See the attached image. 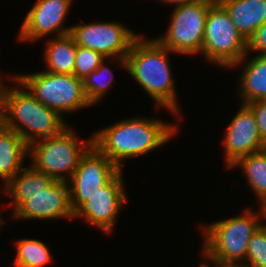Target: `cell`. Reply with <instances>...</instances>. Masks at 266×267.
Here are the masks:
<instances>
[{
    "instance_id": "6da1fadb",
    "label": "cell",
    "mask_w": 266,
    "mask_h": 267,
    "mask_svg": "<svg viewBox=\"0 0 266 267\" xmlns=\"http://www.w3.org/2000/svg\"><path fill=\"white\" fill-rule=\"evenodd\" d=\"M177 131L178 126L159 119L133 117L107 126L92 137L93 145L123 170L124 160L160 148L170 142Z\"/></svg>"
},
{
    "instance_id": "7a4b0ae2",
    "label": "cell",
    "mask_w": 266,
    "mask_h": 267,
    "mask_svg": "<svg viewBox=\"0 0 266 267\" xmlns=\"http://www.w3.org/2000/svg\"><path fill=\"white\" fill-rule=\"evenodd\" d=\"M168 52L171 53L156 38L145 40L139 35L126 56V70L154 100L156 108H166L177 117L181 110Z\"/></svg>"
},
{
    "instance_id": "3957f363",
    "label": "cell",
    "mask_w": 266,
    "mask_h": 267,
    "mask_svg": "<svg viewBox=\"0 0 266 267\" xmlns=\"http://www.w3.org/2000/svg\"><path fill=\"white\" fill-rule=\"evenodd\" d=\"M1 78L0 103L5 113L6 128L13 130L28 145L58 135L68 127L63 117L39 102L13 75L9 77L16 83L13 87L4 86Z\"/></svg>"
},
{
    "instance_id": "277c9868",
    "label": "cell",
    "mask_w": 266,
    "mask_h": 267,
    "mask_svg": "<svg viewBox=\"0 0 266 267\" xmlns=\"http://www.w3.org/2000/svg\"><path fill=\"white\" fill-rule=\"evenodd\" d=\"M259 207V212H251L249 207L240 216L202 226L205 242L201 254L206 262L215 267H241L245 264L249 241L261 226L265 213L262 206Z\"/></svg>"
},
{
    "instance_id": "5b68a950",
    "label": "cell",
    "mask_w": 266,
    "mask_h": 267,
    "mask_svg": "<svg viewBox=\"0 0 266 267\" xmlns=\"http://www.w3.org/2000/svg\"><path fill=\"white\" fill-rule=\"evenodd\" d=\"M60 134L37 140L29 145L32 166L54 180L68 181L81 157L93 145V137L82 141L72 127Z\"/></svg>"
},
{
    "instance_id": "8992f818",
    "label": "cell",
    "mask_w": 266,
    "mask_h": 267,
    "mask_svg": "<svg viewBox=\"0 0 266 267\" xmlns=\"http://www.w3.org/2000/svg\"><path fill=\"white\" fill-rule=\"evenodd\" d=\"M30 93L47 108L63 113L91 106L83 89V81L74 74H56L40 71L13 74Z\"/></svg>"
},
{
    "instance_id": "52a82bcc",
    "label": "cell",
    "mask_w": 266,
    "mask_h": 267,
    "mask_svg": "<svg viewBox=\"0 0 266 267\" xmlns=\"http://www.w3.org/2000/svg\"><path fill=\"white\" fill-rule=\"evenodd\" d=\"M247 41L240 34L226 9L215 0L206 18L201 54L209 62L231 68L246 54Z\"/></svg>"
},
{
    "instance_id": "ba28073f",
    "label": "cell",
    "mask_w": 266,
    "mask_h": 267,
    "mask_svg": "<svg viewBox=\"0 0 266 267\" xmlns=\"http://www.w3.org/2000/svg\"><path fill=\"white\" fill-rule=\"evenodd\" d=\"M214 1L201 0L175 6L167 31L156 39L172 53L201 54L206 18Z\"/></svg>"
},
{
    "instance_id": "9c48e42d",
    "label": "cell",
    "mask_w": 266,
    "mask_h": 267,
    "mask_svg": "<svg viewBox=\"0 0 266 267\" xmlns=\"http://www.w3.org/2000/svg\"><path fill=\"white\" fill-rule=\"evenodd\" d=\"M70 34L77 46H82L112 58L127 69L126 56L133 41L139 36L120 22H93L72 25Z\"/></svg>"
},
{
    "instance_id": "30bf717a",
    "label": "cell",
    "mask_w": 266,
    "mask_h": 267,
    "mask_svg": "<svg viewBox=\"0 0 266 267\" xmlns=\"http://www.w3.org/2000/svg\"><path fill=\"white\" fill-rule=\"evenodd\" d=\"M120 171L115 163L92 145L81 157L78 167L67 181L73 213Z\"/></svg>"
},
{
    "instance_id": "8fae6325",
    "label": "cell",
    "mask_w": 266,
    "mask_h": 267,
    "mask_svg": "<svg viewBox=\"0 0 266 267\" xmlns=\"http://www.w3.org/2000/svg\"><path fill=\"white\" fill-rule=\"evenodd\" d=\"M122 173L123 170L100 191L89 197L74 213V219L83 217L87 223L96 225L105 234H110L123 204L127 201Z\"/></svg>"
},
{
    "instance_id": "7c38bea8",
    "label": "cell",
    "mask_w": 266,
    "mask_h": 267,
    "mask_svg": "<svg viewBox=\"0 0 266 267\" xmlns=\"http://www.w3.org/2000/svg\"><path fill=\"white\" fill-rule=\"evenodd\" d=\"M72 3L73 0H37L26 14L18 40L35 42L51 33H56V37L69 34L71 26L64 28L62 24Z\"/></svg>"
},
{
    "instance_id": "4fadbf2b",
    "label": "cell",
    "mask_w": 266,
    "mask_h": 267,
    "mask_svg": "<svg viewBox=\"0 0 266 267\" xmlns=\"http://www.w3.org/2000/svg\"><path fill=\"white\" fill-rule=\"evenodd\" d=\"M225 129V165L229 168L238 158L266 148L259 135L255 115L244 104Z\"/></svg>"
},
{
    "instance_id": "5bb4252c",
    "label": "cell",
    "mask_w": 266,
    "mask_h": 267,
    "mask_svg": "<svg viewBox=\"0 0 266 267\" xmlns=\"http://www.w3.org/2000/svg\"><path fill=\"white\" fill-rule=\"evenodd\" d=\"M12 215L14 219L30 220L74 218L70 205L68 182L54 180L45 190L27 196V201Z\"/></svg>"
},
{
    "instance_id": "9a60e30c",
    "label": "cell",
    "mask_w": 266,
    "mask_h": 267,
    "mask_svg": "<svg viewBox=\"0 0 266 267\" xmlns=\"http://www.w3.org/2000/svg\"><path fill=\"white\" fill-rule=\"evenodd\" d=\"M228 12L240 34L248 40L266 22V0H217Z\"/></svg>"
},
{
    "instance_id": "2e32d148",
    "label": "cell",
    "mask_w": 266,
    "mask_h": 267,
    "mask_svg": "<svg viewBox=\"0 0 266 267\" xmlns=\"http://www.w3.org/2000/svg\"><path fill=\"white\" fill-rule=\"evenodd\" d=\"M248 53L236 64L244 65L240 75L239 87L242 104L247 105L253 101L266 99V55H256L246 61ZM246 61V62H244ZM243 63V64H241Z\"/></svg>"
},
{
    "instance_id": "e0dca14e",
    "label": "cell",
    "mask_w": 266,
    "mask_h": 267,
    "mask_svg": "<svg viewBox=\"0 0 266 267\" xmlns=\"http://www.w3.org/2000/svg\"><path fill=\"white\" fill-rule=\"evenodd\" d=\"M54 179L43 172L36 170L32 165L22 168L18 174L6 185L4 191L11 195L14 213L25 201L27 196L35 195L45 190Z\"/></svg>"
},
{
    "instance_id": "ac0fdd59",
    "label": "cell",
    "mask_w": 266,
    "mask_h": 267,
    "mask_svg": "<svg viewBox=\"0 0 266 267\" xmlns=\"http://www.w3.org/2000/svg\"><path fill=\"white\" fill-rule=\"evenodd\" d=\"M29 155V145L13 130L6 128L0 134V178L5 185L22 169Z\"/></svg>"
},
{
    "instance_id": "d6986e66",
    "label": "cell",
    "mask_w": 266,
    "mask_h": 267,
    "mask_svg": "<svg viewBox=\"0 0 266 267\" xmlns=\"http://www.w3.org/2000/svg\"><path fill=\"white\" fill-rule=\"evenodd\" d=\"M45 58L46 71L56 74H73L76 43L73 36L65 34L54 37L46 42Z\"/></svg>"
},
{
    "instance_id": "ffe728a7",
    "label": "cell",
    "mask_w": 266,
    "mask_h": 267,
    "mask_svg": "<svg viewBox=\"0 0 266 267\" xmlns=\"http://www.w3.org/2000/svg\"><path fill=\"white\" fill-rule=\"evenodd\" d=\"M241 167L246 174L247 184L260 201L266 202V148L238 158L229 168Z\"/></svg>"
},
{
    "instance_id": "44dd1931",
    "label": "cell",
    "mask_w": 266,
    "mask_h": 267,
    "mask_svg": "<svg viewBox=\"0 0 266 267\" xmlns=\"http://www.w3.org/2000/svg\"><path fill=\"white\" fill-rule=\"evenodd\" d=\"M16 259L15 267H43L52 260L48 246L38 239L23 238L15 243Z\"/></svg>"
},
{
    "instance_id": "7402d4cb",
    "label": "cell",
    "mask_w": 266,
    "mask_h": 267,
    "mask_svg": "<svg viewBox=\"0 0 266 267\" xmlns=\"http://www.w3.org/2000/svg\"><path fill=\"white\" fill-rule=\"evenodd\" d=\"M113 77V72L103 61L95 71L90 72L82 80L85 95L91 106L103 99L108 88L111 87V82L116 83Z\"/></svg>"
},
{
    "instance_id": "603a6c76",
    "label": "cell",
    "mask_w": 266,
    "mask_h": 267,
    "mask_svg": "<svg viewBox=\"0 0 266 267\" xmlns=\"http://www.w3.org/2000/svg\"><path fill=\"white\" fill-rule=\"evenodd\" d=\"M105 60H108V58L104 57L101 53L90 48L76 45L73 74L78 79L83 80L90 72L95 71Z\"/></svg>"
},
{
    "instance_id": "cb8c5ba5",
    "label": "cell",
    "mask_w": 266,
    "mask_h": 267,
    "mask_svg": "<svg viewBox=\"0 0 266 267\" xmlns=\"http://www.w3.org/2000/svg\"><path fill=\"white\" fill-rule=\"evenodd\" d=\"M241 267H266V231L262 226L251 236L247 249L246 264Z\"/></svg>"
},
{
    "instance_id": "d4e9b609",
    "label": "cell",
    "mask_w": 266,
    "mask_h": 267,
    "mask_svg": "<svg viewBox=\"0 0 266 267\" xmlns=\"http://www.w3.org/2000/svg\"><path fill=\"white\" fill-rule=\"evenodd\" d=\"M247 106L253 111L260 138L266 144V99L253 101Z\"/></svg>"
},
{
    "instance_id": "484cf974",
    "label": "cell",
    "mask_w": 266,
    "mask_h": 267,
    "mask_svg": "<svg viewBox=\"0 0 266 267\" xmlns=\"http://www.w3.org/2000/svg\"><path fill=\"white\" fill-rule=\"evenodd\" d=\"M247 51H257V55H266V22L258 27L247 42Z\"/></svg>"
},
{
    "instance_id": "4316f807",
    "label": "cell",
    "mask_w": 266,
    "mask_h": 267,
    "mask_svg": "<svg viewBox=\"0 0 266 267\" xmlns=\"http://www.w3.org/2000/svg\"><path fill=\"white\" fill-rule=\"evenodd\" d=\"M163 3L167 4H175L176 6L183 5V4H190V3H195L201 0H160Z\"/></svg>"
},
{
    "instance_id": "83f0119b",
    "label": "cell",
    "mask_w": 266,
    "mask_h": 267,
    "mask_svg": "<svg viewBox=\"0 0 266 267\" xmlns=\"http://www.w3.org/2000/svg\"><path fill=\"white\" fill-rule=\"evenodd\" d=\"M6 129L5 113L0 103V134Z\"/></svg>"
},
{
    "instance_id": "f1b7e54d",
    "label": "cell",
    "mask_w": 266,
    "mask_h": 267,
    "mask_svg": "<svg viewBox=\"0 0 266 267\" xmlns=\"http://www.w3.org/2000/svg\"><path fill=\"white\" fill-rule=\"evenodd\" d=\"M266 219V212L264 213V216L262 217V222H261V226L264 228V230L266 231V223H263V220Z\"/></svg>"
},
{
    "instance_id": "f546056e",
    "label": "cell",
    "mask_w": 266,
    "mask_h": 267,
    "mask_svg": "<svg viewBox=\"0 0 266 267\" xmlns=\"http://www.w3.org/2000/svg\"><path fill=\"white\" fill-rule=\"evenodd\" d=\"M209 264L211 263H207L204 261L203 263L201 262L198 267H211Z\"/></svg>"
},
{
    "instance_id": "4dcf8cb0",
    "label": "cell",
    "mask_w": 266,
    "mask_h": 267,
    "mask_svg": "<svg viewBox=\"0 0 266 267\" xmlns=\"http://www.w3.org/2000/svg\"><path fill=\"white\" fill-rule=\"evenodd\" d=\"M263 211L266 212V202L262 205Z\"/></svg>"
},
{
    "instance_id": "1f68e13d",
    "label": "cell",
    "mask_w": 266,
    "mask_h": 267,
    "mask_svg": "<svg viewBox=\"0 0 266 267\" xmlns=\"http://www.w3.org/2000/svg\"><path fill=\"white\" fill-rule=\"evenodd\" d=\"M4 224V221L3 219L1 218V215H0V228L2 227L1 225Z\"/></svg>"
}]
</instances>
